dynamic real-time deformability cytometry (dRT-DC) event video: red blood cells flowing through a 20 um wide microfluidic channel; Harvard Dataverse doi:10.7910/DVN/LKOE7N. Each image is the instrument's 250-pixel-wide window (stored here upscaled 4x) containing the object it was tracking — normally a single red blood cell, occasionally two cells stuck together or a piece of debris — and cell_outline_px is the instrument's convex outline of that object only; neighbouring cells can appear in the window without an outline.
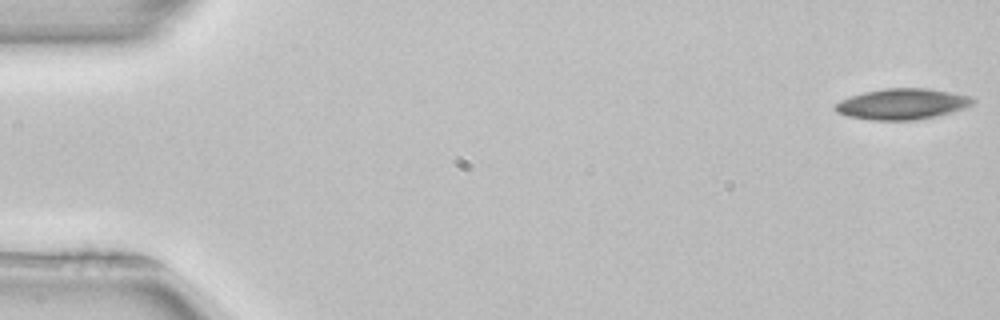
{"species": "common noctule bat (a hibernating species)", "species_latin": "Nyctalus noctula", "temperature_condition": "room temperature", "stored_images_in_passage": 52, "camera_frame_rate_fps": 3000, "um_per_image_px": 0.085, "animal": {"sex": "female", "body_mass_g": 22.7, "forearm_length_mm": 54.2}, "frame": {"image": 1, "passage_image": 1, "time_ms": 0.0, "image_size_px": [1000, 320], "cell_outline_px": [[976, 100], [972, 104], [964, 108], [936, 116], [912, 120], [872, 120], [848, 116], [836, 112], [832, 108], [840, 100], [864, 92], [884, 88], [928, 88], [952, 92], [972, 96]], "centroid_in_image_um": [76.69, 8.83], "position_along_channel_um": 8.3, "area_um2": 24.74}}
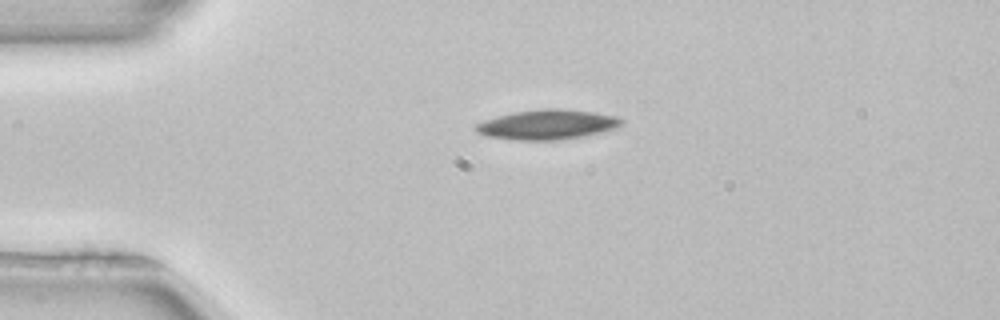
{"frame": {"image": 2, "passage_image": 12, "time_ms": 3.667, "image_size_px": [1000, 320], "cell_outline_px": [[624, 124], [616, 128], [604, 132], [560, 140], [516, 140], [484, 136], [476, 132], [472, 128], [476, 124], [484, 120], [496, 116], [516, 112], [544, 108], [564, 108], [596, 112], [616, 116], [624, 120]], "centroid_in_image_um": [46.53, 10.59], "position_along_channel_um": 38.5, "area_um2": 25.72}}
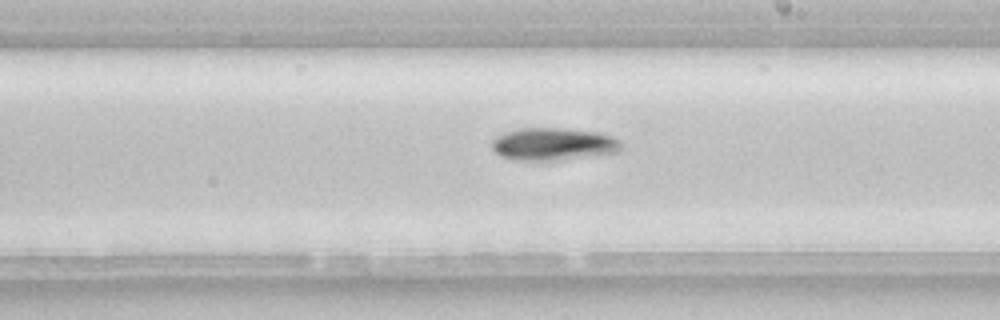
{"frame": {"image": 3, "passage_image": 30, "time_ms": 9.667, "image_size_px": [1000, 320], "cell_outline_px": [[620, 152], [544, 164], [520, 160], [500, 156], [492, 148], [492, 140], [496, 136], [520, 128], [564, 128], [600, 132], [612, 136], [620, 140]], "centroid_in_image_um": [47.06, 12.29], "position_along_channel_um": 241.9, "area_um2": 25.49}, "authors_computed_cell_mechanics": {"area_um2": 24.5939, "velocity_mm_per_s": 3.9418, "shape_relaxation_time_tau1_ms": 2.9975, "shape_relaxation_time_tau2_ms": null, "deformation_change_tau1": 0.0825, "deformation_change_tau2": null}}